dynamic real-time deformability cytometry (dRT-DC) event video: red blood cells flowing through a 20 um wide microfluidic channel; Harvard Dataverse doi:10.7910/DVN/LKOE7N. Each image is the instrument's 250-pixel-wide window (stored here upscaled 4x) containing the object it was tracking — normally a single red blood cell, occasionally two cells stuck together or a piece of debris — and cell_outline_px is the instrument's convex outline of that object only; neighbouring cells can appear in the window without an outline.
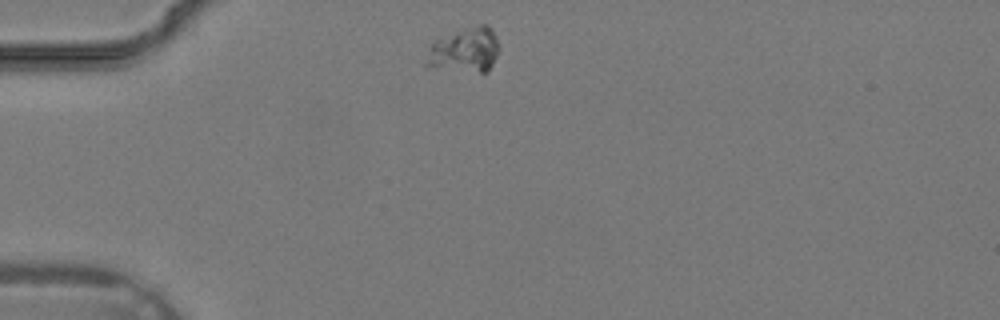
{"species": "common noctule bat (a hibernating species)", "species_latin": "Nyctalus noctula", "temperature_condition": "warm", "stored_images_in_passage": 25, "camera_frame_rate_fps": 3000, "um_per_image_px": 0.085, "animal": {"sex": "male", "body_mass_g": 19.2, "forearm_length_mm": 51.8}, "frame": {"image": 1, "passage_image": 1, "time_ms": 0.0, "image_size_px": [1000, 320], "cell_outline_px": [[500, 48], [488, 72], [480, 72], [428, 68], [424, 64], [432, 44], [436, 36], [464, 28], [480, 24], [488, 24]], "centroid_in_image_um": [39.46, 4.25], "position_along_channel_um": 45.5, "area_um2": 19.31}}
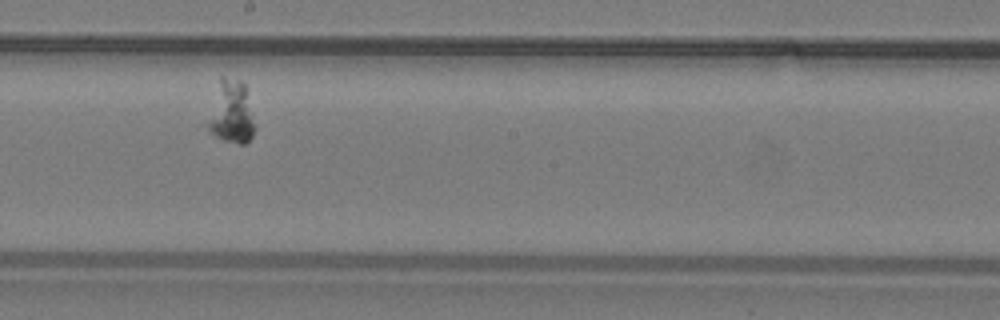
{"frame": {"image": 2, "passage_image": 13, "time_ms": 4.0, "image_size_px": [1000, 320], "cell_outline_px": [[256, 128], [252, 136], [244, 144], [240, 144], [224, 140], [216, 136], [204, 124], [220, 76], [224, 76], [240, 80], [244, 84]], "centroid_in_image_um": [19.62, 9.54], "position_along_channel_um": 228.6, "area_um2": 17.4}}
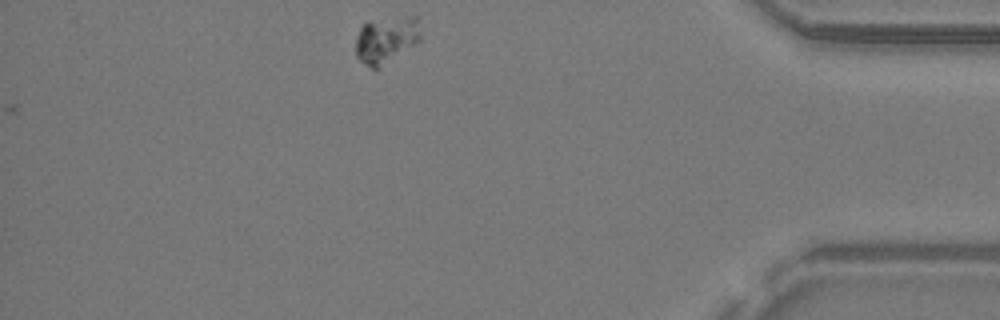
{"frame": {"image": 3, "passage_image": 25, "time_ms": 8.0, "image_size_px": [1000, 320], "cell_outline_px": [[420, 40], [376, 72], [360, 60], [356, 56], [356, 36], [364, 20], [408, 16], [416, 16], [420, 32]], "centroid_in_image_um": [32.79, 3.38], "position_along_channel_um": 402.4, "area_um2": 18.15}}